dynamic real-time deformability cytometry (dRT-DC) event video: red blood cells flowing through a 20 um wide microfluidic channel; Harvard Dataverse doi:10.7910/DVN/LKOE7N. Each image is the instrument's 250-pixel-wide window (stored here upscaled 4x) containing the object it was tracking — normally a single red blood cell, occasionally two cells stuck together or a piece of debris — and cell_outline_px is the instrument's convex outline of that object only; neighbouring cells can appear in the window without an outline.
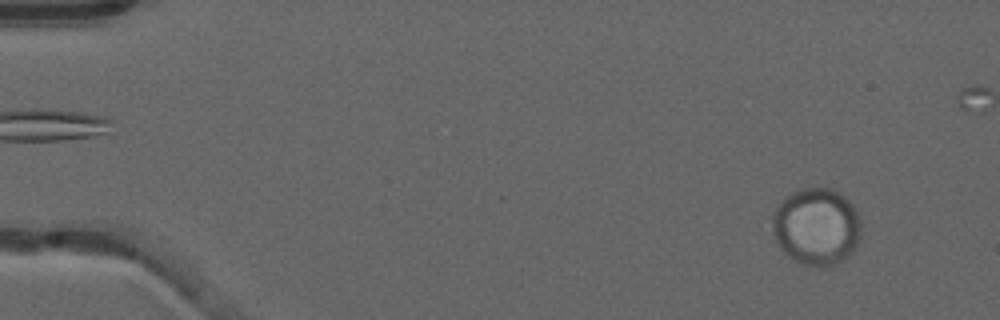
{"species": "common noctule bat (a hibernating species)", "species_latin": "Nyctalus noctula", "temperature_condition": "warm", "stored_images_in_passage": 42, "camera_frame_rate_fps": 3000, "um_per_image_px": 0.085, "animal": {"sex": "male", "forearm_length_mm": 52.5}, "frame": {"image": 1, "passage_image": 2, "time_ms": 0.333, "image_size_px": [1000, 320], "cell_outline_px": [[860, 236], [852, 252], [844, 260], [824, 268], [804, 264], [788, 256], [784, 252], [776, 240], [772, 232], [772, 216], [780, 200], [784, 196], [804, 188], [832, 188], [844, 196], [852, 204], [860, 216]], "centroid_in_image_um": [69.4, 19.25], "position_along_channel_um": 15.6, "area_um2": 40.06}}
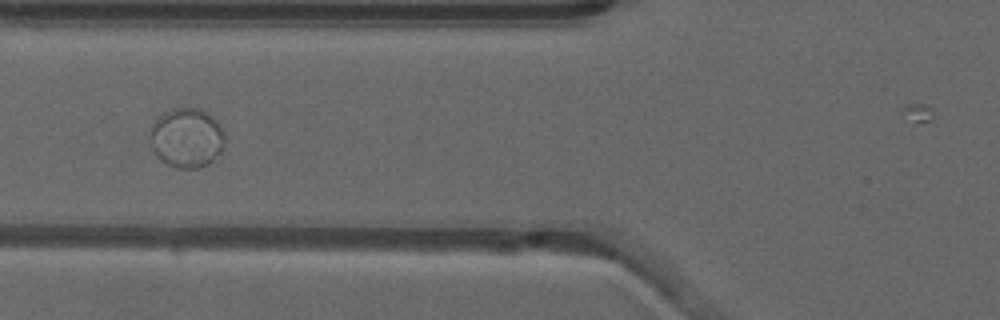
{"frame": {"image": 2, "passage_image": 19, "time_ms": 6.0, "image_size_px": [1000, 320], "cell_outline_px": [[224, 140], [220, 152], [208, 164], [200, 168], [176, 168], [160, 160], [152, 152], [148, 136], [152, 124], [164, 112], [172, 108], [200, 108], [208, 112], [216, 120], [224, 132]], "centroid_in_image_um": [15.83, 11.72], "position_along_channel_um": 110.0, "area_um2": 26.24}}
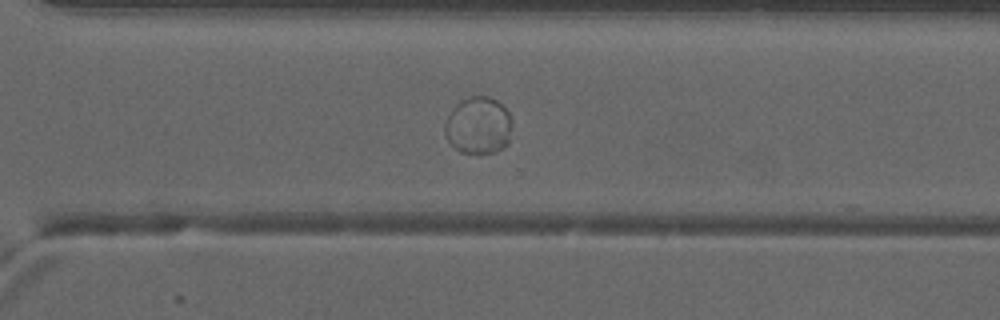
{"frame": {"image": 3, "passage_image": 36, "time_ms": 11.667, "image_size_px": [1000, 320], "cell_outline_px": [[512, 124], [508, 144], [504, 148], [496, 152], [476, 156], [460, 152], [444, 136], [444, 124], [452, 108], [460, 100], [472, 96], [488, 96], [496, 100], [508, 112], [512, 120]], "centroid_in_image_um": [40.66, 10.71], "position_along_channel_um": 329.9, "area_um2": 22.95}}